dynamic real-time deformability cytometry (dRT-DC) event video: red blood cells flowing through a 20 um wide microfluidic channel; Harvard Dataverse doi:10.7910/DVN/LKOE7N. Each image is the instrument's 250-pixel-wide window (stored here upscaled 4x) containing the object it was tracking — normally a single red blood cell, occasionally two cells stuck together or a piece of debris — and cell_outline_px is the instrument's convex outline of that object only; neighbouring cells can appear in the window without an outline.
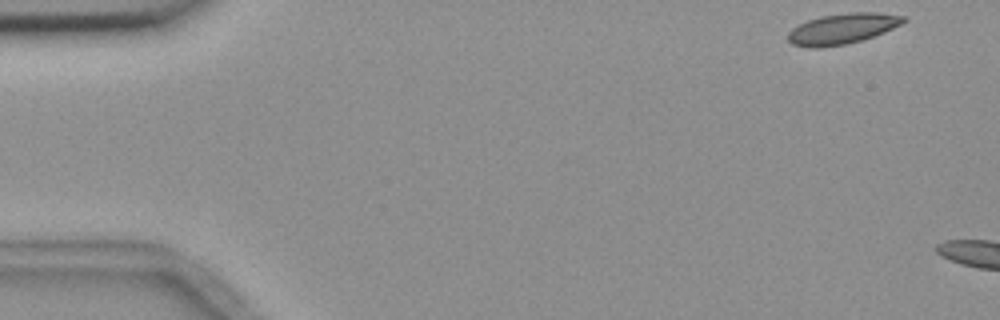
{"species": "common noctule bat (a hibernating species)", "species_latin": "Nyctalus noctula", "temperature_condition": "room temperature", "stored_images_in_passage": 2, "camera_frame_rate_fps": 3000, "um_per_image_px": 0.085, "animal": {"sex": "female", "body_mass_g": 18.4}, "frame": {"image": 1, "passage_image": 1, "time_ms": 0.0, "image_size_px": [1000, 320], "cell_outline_px": [[908, 20], [884, 32], [860, 40], [844, 44], [820, 48], [808, 48], [792, 44], [788, 40], [788, 32], [792, 28], [808, 20], [820, 16], [852, 12], [880, 12], [908, 16]], "centroid_in_image_um": [71.61, 2.43], "position_along_channel_um": 13.4, "area_um2": 20.58}}